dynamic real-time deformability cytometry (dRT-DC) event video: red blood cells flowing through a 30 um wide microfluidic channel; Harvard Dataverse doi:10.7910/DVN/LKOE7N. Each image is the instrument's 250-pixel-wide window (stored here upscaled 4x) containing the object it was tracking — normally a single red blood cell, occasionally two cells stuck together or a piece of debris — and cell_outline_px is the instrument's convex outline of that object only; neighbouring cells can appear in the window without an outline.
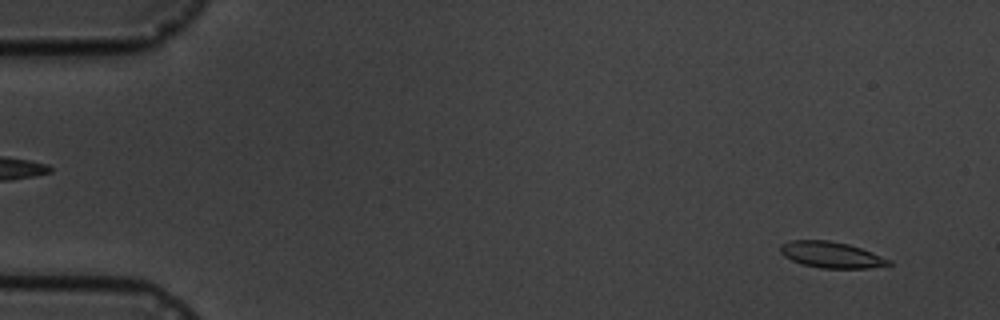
{"species": "common noctule bat (a hibernating species)", "species_latin": "Nyctalus noctula", "temperature_condition": "cold", "stored_images_in_passage": 4, "camera_frame_rate_fps": 3000, "um_per_image_px": 0.085, "animal": {"sex": "male", "body_mass_g": 19.5, "forearm_length_mm": 54.6}, "frame": {"image": 1, "passage_image": 1, "time_ms": 0.0, "image_size_px": [1000, 320], "cell_outline_px": [[892, 264], [868, 268], [820, 268], [800, 264], [784, 256], [780, 252], [780, 244], [788, 240], [828, 240], [848, 244], [872, 252], [892, 260]], "centroid_in_image_um": [70.63, 21.65], "position_along_channel_um": 14.4, "area_um2": 16.59}}
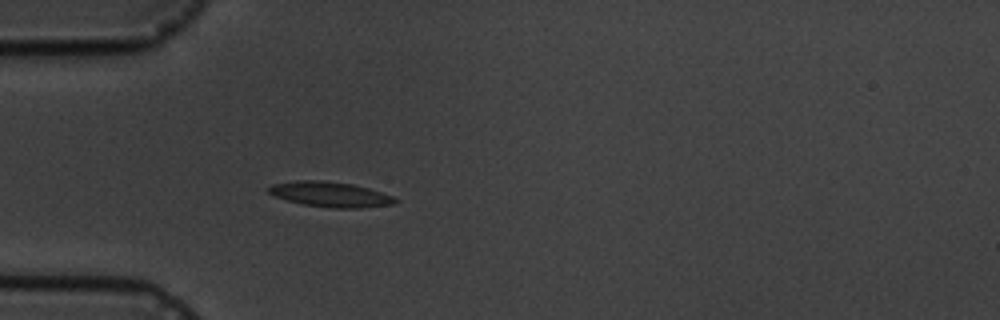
{"frame": {"image": 2, "passage_image": 4, "time_ms": 4.333, "image_size_px": [1000, 320], "cell_outline_px": [[400, 200], [392, 204], [360, 208], [332, 208], [304, 204], [272, 196], [268, 192], [268, 188], [272, 184], [296, 180], [324, 180], [352, 184], [368, 188], [392, 196]], "centroid_in_image_um": [28.05, 16.51], "position_along_channel_um": 57.0, "area_um2": 18.5}}